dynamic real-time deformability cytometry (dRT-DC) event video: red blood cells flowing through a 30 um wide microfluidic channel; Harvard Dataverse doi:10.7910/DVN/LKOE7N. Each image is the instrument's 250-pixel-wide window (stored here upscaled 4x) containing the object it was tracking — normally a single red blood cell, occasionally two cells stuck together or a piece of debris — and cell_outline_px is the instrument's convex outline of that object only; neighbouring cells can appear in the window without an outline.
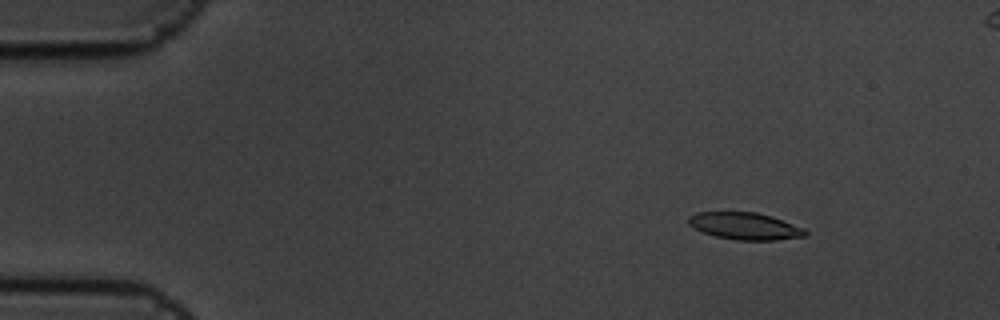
{"species": "common noctule bat (a hibernating species)", "species_latin": "Nyctalus noctula", "temperature_condition": "cold", "stored_images_in_passage": 5, "camera_frame_rate_fps": 3000, "um_per_image_px": 0.085, "animal": {"sex": "male", "body_mass_g": 19.5, "forearm_length_mm": 54.6}, "frame": {"image": 1, "passage_image": 1, "time_ms": 0.0, "image_size_px": [1000, 320], "cell_outline_px": [[808, 236], [776, 240], [736, 240], [716, 236], [704, 232], [688, 224], [688, 216], [696, 212], [756, 212], [772, 216], [804, 228], [808, 232]], "centroid_in_image_um": [63.35, 19.21], "position_along_channel_um": 21.6, "area_um2": 18.44}}